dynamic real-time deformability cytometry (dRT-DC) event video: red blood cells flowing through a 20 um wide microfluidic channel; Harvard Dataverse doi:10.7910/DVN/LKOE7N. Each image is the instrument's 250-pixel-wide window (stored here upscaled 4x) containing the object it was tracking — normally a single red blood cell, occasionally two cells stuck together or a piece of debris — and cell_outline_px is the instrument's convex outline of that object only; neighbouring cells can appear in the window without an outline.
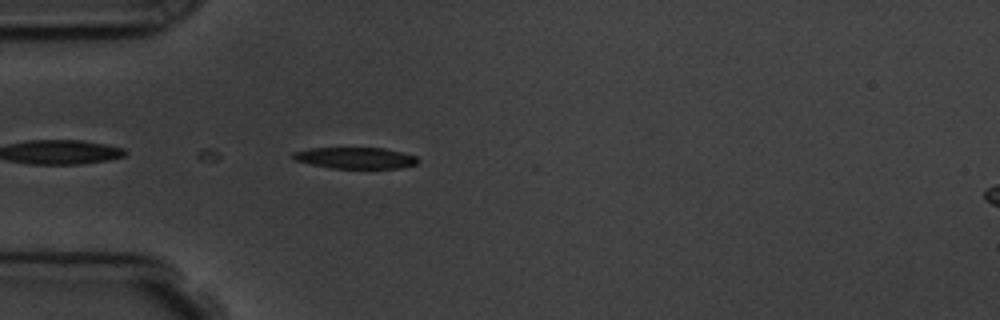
{"species": "common noctule bat (a hibernating species)", "species_latin": "Nyctalus noctula", "temperature_condition": "room temperature", "stored_images_in_passage": 4, "camera_frame_rate_fps": 3000, "um_per_image_px": 0.085, "animal": {"sex": "male", "body_mass_g": 19.5, "forearm_length_mm": 54.6}, "frame": {"image": 1, "passage_image": 4, "time_ms": 4.333, "image_size_px": [1000, 320], "cell_outline_px": [[420, 160], [416, 164], [400, 168], [332, 168], [292, 160], [292, 152], [308, 148], [384, 148], [416, 156]], "centroid_in_image_um": [30.18, 13.42], "position_along_channel_um": 54.8, "area_um2": 15.49}}